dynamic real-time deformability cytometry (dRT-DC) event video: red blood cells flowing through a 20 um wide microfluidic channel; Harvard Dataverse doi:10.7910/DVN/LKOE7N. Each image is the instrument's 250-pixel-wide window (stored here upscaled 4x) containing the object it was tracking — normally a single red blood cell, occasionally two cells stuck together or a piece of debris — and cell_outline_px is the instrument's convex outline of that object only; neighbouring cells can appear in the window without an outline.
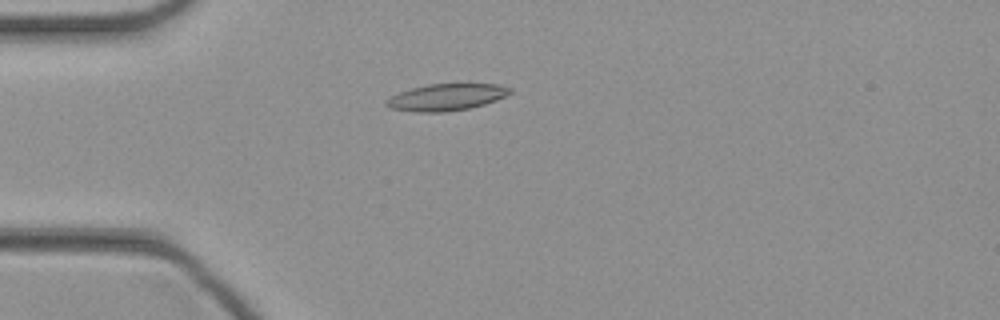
{"species": "common noctule bat (a hibernating species)", "species_latin": "Nyctalus noctula", "temperature_condition": "cold", "stored_images_in_passage": 46, "camera_frame_rate_fps": 3000, "um_per_image_px": 0.085, "animal": {"sex": "female", "body_mass_g": 21.9}, "frame": {"image": 1, "passage_image": 13, "time_ms": 4.0, "image_size_px": [1000, 320], "cell_outline_px": [[512, 92], [496, 100], [484, 104], [468, 108], [448, 112], [416, 112], [392, 108], [384, 104], [384, 100], [400, 92], [412, 88], [428, 84], [500, 84], [512, 88]], "centroid_in_image_um": [37.95, 8.26], "position_along_channel_um": 47.1, "area_um2": 19.19}}
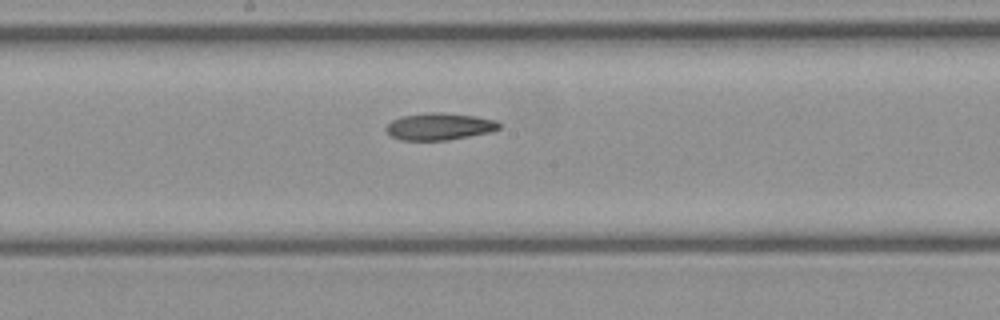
{"frame": {"image": 2, "passage_image": 25, "time_ms": 8.0, "image_size_px": [1000, 320], "cell_outline_px": [[500, 128], [492, 132], [448, 140], [400, 140], [392, 136], [388, 132], [388, 124], [392, 120], [404, 116], [432, 112], [440, 112], [476, 116], [496, 120], [500, 124]], "centroid_in_image_um": [37.41, 10.75], "position_along_channel_um": 210.8, "area_um2": 17.63}}
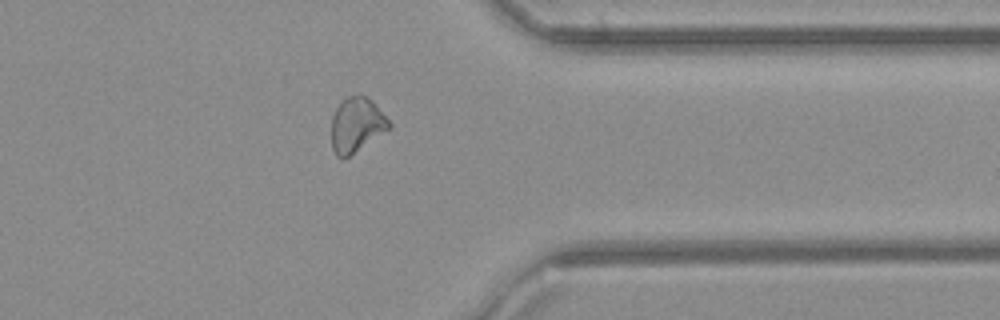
{"frame": {"image": 3, "passage_image": 37, "time_ms": 12.0, "image_size_px": [1000, 320], "cell_outline_px": [[392, 128], [348, 156], [336, 156], [332, 148], [332, 116], [336, 108], [348, 96], [360, 92], [372, 100], [392, 124]], "centroid_in_image_um": [30.33, 10.57], "position_along_channel_um": 381.1, "area_um2": 18.32}}